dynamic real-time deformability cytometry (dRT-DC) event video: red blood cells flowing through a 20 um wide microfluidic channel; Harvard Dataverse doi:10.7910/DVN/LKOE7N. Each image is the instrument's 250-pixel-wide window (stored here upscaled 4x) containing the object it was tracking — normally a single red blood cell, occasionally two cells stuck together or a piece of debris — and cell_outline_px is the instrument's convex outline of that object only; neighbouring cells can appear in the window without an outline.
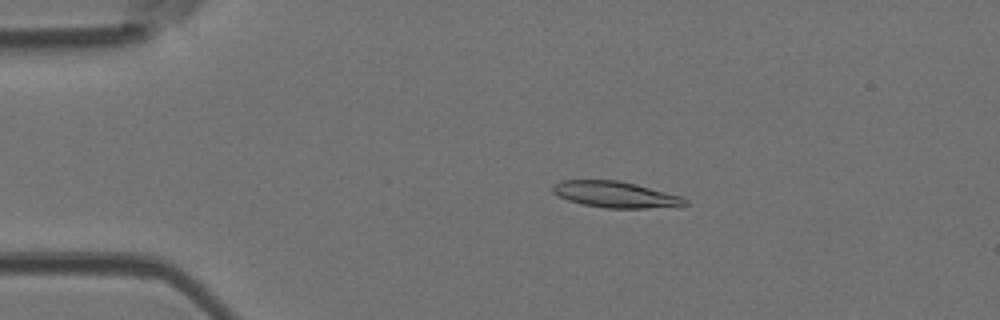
{"species": "Egyptian fruit bat (a non-hibernating species)", "species_latin": "Rousettus aegyptiacus", "temperature_condition": "room temperature", "stored_images_in_passage": 4, "camera_frame_rate_fps": 3000, "um_per_image_px": 0.085, "animal": {"sex": "female"}, "frame": {"image": 1, "passage_image": 3, "time_ms": 0.667, "image_size_px": [1000, 320], "cell_outline_px": [[688, 204], [644, 208], [608, 208], [580, 204], [568, 200], [552, 192], [552, 184], [560, 180], [620, 180], [636, 184], [680, 196], [688, 200]], "centroid_in_image_um": [52.24, 16.52], "position_along_channel_um": 32.8, "area_um2": 20.0}}